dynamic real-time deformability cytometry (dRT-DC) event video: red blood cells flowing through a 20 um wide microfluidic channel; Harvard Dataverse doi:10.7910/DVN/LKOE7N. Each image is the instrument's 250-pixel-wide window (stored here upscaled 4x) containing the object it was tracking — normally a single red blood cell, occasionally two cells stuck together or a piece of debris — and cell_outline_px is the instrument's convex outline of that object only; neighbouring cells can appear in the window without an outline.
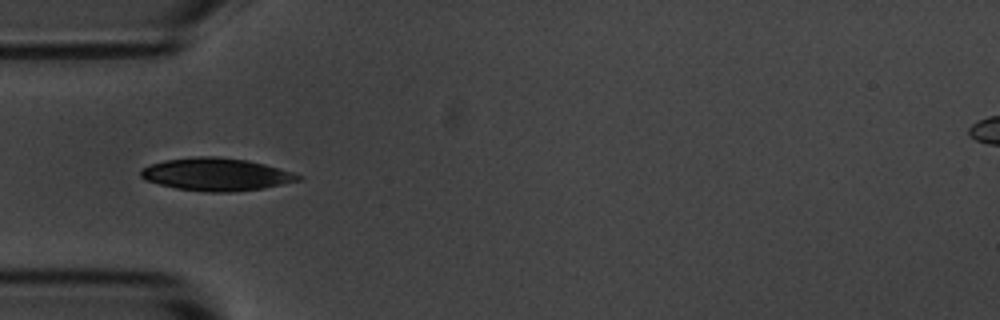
{"species": "common noctule bat (a hibernating species)", "species_latin": "Nyctalus noctula", "temperature_condition": "room temperature", "stored_images_in_passage": 27, "camera_frame_rate_fps": 3000, "um_per_image_px": 0.085, "animal": {"sex": "male", "body_mass_g": 20.1, "forearm_length_mm": 53.5}, "frame": {"image": 1, "passage_image": 5, "time_ms": 1.333, "image_size_px": [1000, 320], "cell_outline_px": [[304, 176], [300, 180], [264, 188], [232, 192], [208, 192], [176, 188], [144, 180], [140, 176], [140, 172], [144, 168], [152, 164], [164, 160], [192, 156], [216, 156], [248, 160], [264, 164], [292, 172]], "centroid_in_image_um": [18.38, 14.82], "position_along_channel_um": 66.6, "area_um2": 29.94}}